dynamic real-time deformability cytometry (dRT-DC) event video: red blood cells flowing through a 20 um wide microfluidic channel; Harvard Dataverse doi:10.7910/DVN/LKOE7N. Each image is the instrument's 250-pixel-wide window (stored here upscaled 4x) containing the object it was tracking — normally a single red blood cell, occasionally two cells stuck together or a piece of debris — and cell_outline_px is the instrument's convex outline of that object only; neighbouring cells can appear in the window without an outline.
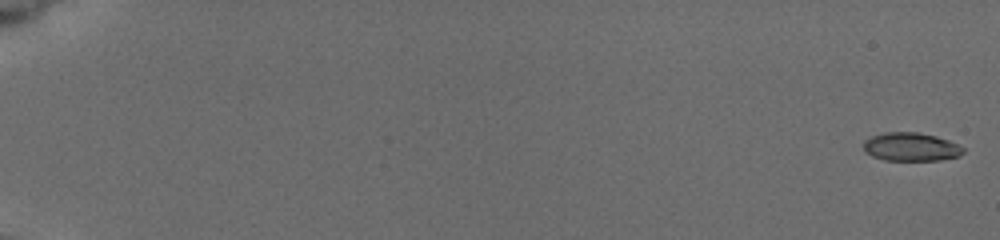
{"species": "common noctule bat (a hibernating species)", "species_latin": "Nyctalus noctula", "temperature_condition": "cold", "stored_images_in_passage": 13, "camera_frame_rate_fps": 3000, "um_per_image_px": 0.085, "animal": {"sex": "female", "body_mass_g": 19.5, "forearm_length_mm": 54.1}, "frame": {"image": 1, "passage_image": 1, "time_ms": 0.0, "image_size_px": [1000, 240], "cell_outline_px": [[964, 152], [960, 156], [940, 160], [884, 160], [872, 156], [864, 152], [864, 140], [872, 136], [884, 132], [920, 132], [936, 136], [948, 140], [964, 148]], "centroid_in_image_um": [77.42, 12.48], "position_along_channel_um": 7.6, "area_um2": 16.59}}
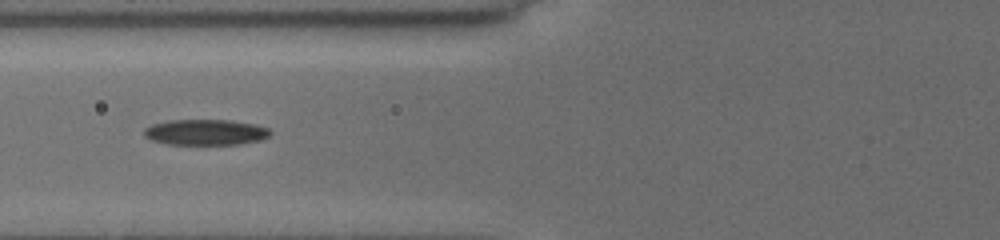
{"frame": {"image": 2, "passage_image": 10, "time_ms": 8.0, "image_size_px": [1000, 240], "cell_outline_px": [[272, 132], [268, 136], [260, 140], [240, 144], [164, 144], [152, 140], [144, 136], [144, 128], [152, 124], [168, 120], [232, 120], [256, 124], [268, 128]], "centroid_in_image_um": [17.46, 11.23], "position_along_channel_um": 108.3, "area_um2": 19.02}}
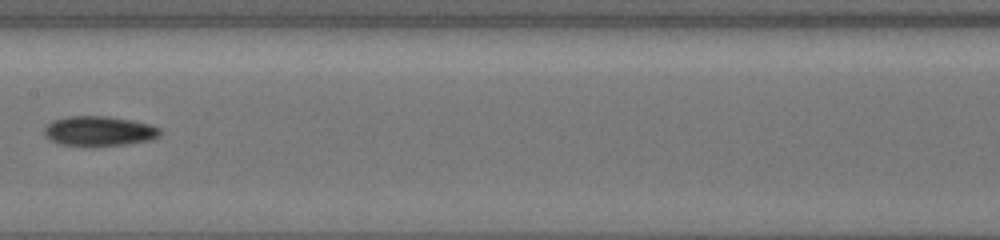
{"frame": {"image": 3, "passage_image": 13, "time_ms": 10.333, "image_size_px": [1000, 240], "cell_outline_px": [[160, 136], [152, 140], [124, 144], [92, 148], [60, 144], [44, 136], [44, 128], [52, 120], [68, 116], [108, 116], [132, 120], [152, 124], [160, 128]], "centroid_in_image_um": [8.43, 11.16], "position_along_channel_um": 199.0, "area_um2": 20.69}}